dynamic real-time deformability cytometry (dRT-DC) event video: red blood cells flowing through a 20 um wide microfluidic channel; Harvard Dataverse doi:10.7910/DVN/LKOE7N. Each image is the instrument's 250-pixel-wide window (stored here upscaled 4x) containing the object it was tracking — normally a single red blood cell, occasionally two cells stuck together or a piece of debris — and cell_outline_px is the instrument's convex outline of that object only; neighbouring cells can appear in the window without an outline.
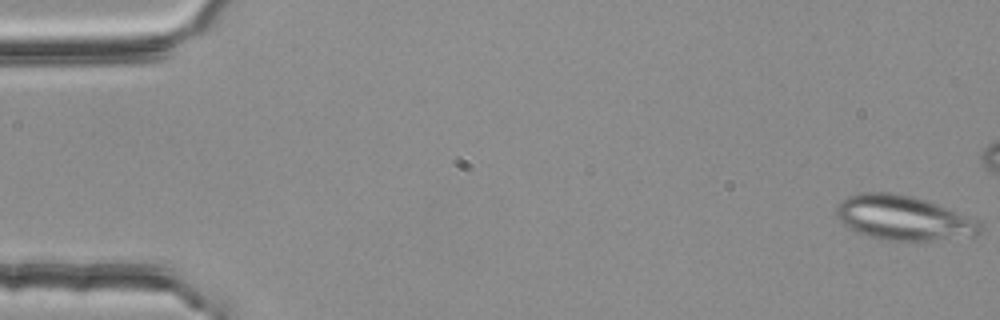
{"species": "common noctule bat (a hibernating species)", "species_latin": "Nyctalus noctula", "temperature_condition": "room temperature", "stored_images_in_passage": 21, "camera_frame_rate_fps": 3000, "um_per_image_px": 0.085, "animal": {"sex": "female", "body_mass_g": 25.1}, "frame": {"image": 1, "passage_image": 1, "time_ms": 0.0, "image_size_px": [1000, 320], "cell_outline_px": [[984, 232], [976, 236], [928, 240], [888, 240], [868, 236], [844, 224], [836, 216], [836, 208], [848, 196], [860, 192], [892, 192], [912, 196], [936, 204], [956, 212], [980, 224]], "centroid_in_image_um": [76.78, 18.52], "position_along_channel_um": 8.2, "area_um2": 36.53}}